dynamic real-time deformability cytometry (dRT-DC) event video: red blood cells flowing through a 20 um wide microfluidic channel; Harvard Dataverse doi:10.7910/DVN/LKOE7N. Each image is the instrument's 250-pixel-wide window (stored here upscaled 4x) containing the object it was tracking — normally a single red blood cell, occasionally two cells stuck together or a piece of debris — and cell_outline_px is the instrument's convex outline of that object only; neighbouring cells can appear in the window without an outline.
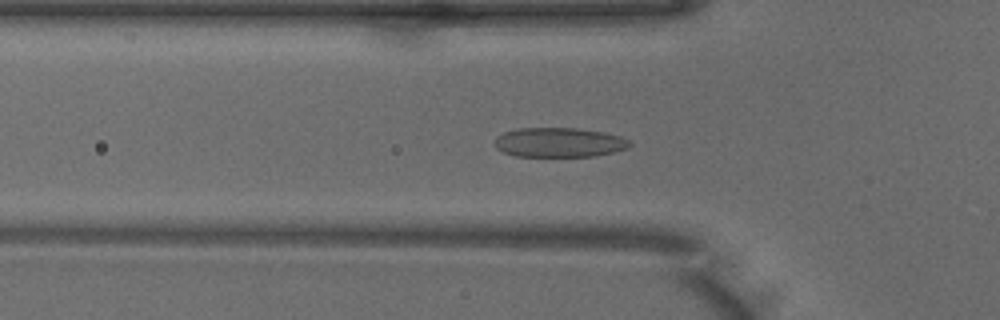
{"species": "common noctule bat (a hibernating species)", "species_latin": "Nyctalus noctula", "temperature_condition": "warm", "stored_images_in_passage": 50, "camera_frame_rate_fps": 3000, "um_per_image_px": 0.085, "animal": {"sex": "male", "body_mass_g": 18.8}, "frame": {"image": 1, "passage_image": 16, "time_ms": 5.0, "image_size_px": [1000, 320], "cell_outline_px": [[632, 144], [628, 148], [612, 152], [592, 156], [516, 156], [504, 152], [496, 148], [492, 144], [496, 136], [504, 132], [516, 128], [580, 128], [604, 132], [620, 136], [628, 140]], "centroid_in_image_um": [47.48, 12.09], "position_along_channel_um": 78.3, "area_um2": 23.35}}
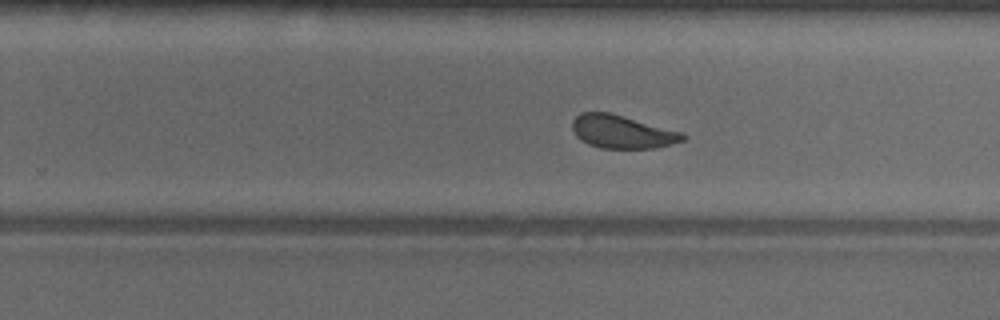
{"frame": {"image": 2, "passage_image": 31, "time_ms": 10.0, "image_size_px": [1000, 320], "cell_outline_px": [[688, 136], [684, 140], [672, 144], [656, 148], [600, 148], [588, 144], [580, 140], [576, 136], [572, 128], [572, 120], [580, 112], [608, 112], [684, 132]], "centroid_in_image_um": [52.89, 11.2], "position_along_channel_um": 276.9, "area_um2": 21.5}}
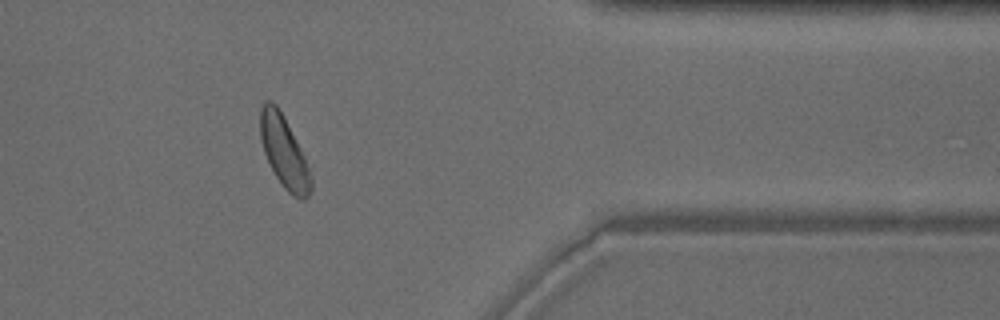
{"frame": {"image": 3, "passage_image": 41, "time_ms": 13.333, "image_size_px": [1000, 320], "cell_outline_px": [[312, 188], [308, 196], [304, 200], [300, 200], [292, 196], [284, 188], [276, 176], [264, 152], [260, 140], [260, 108], [264, 100], [272, 100], [276, 104], [304, 156], [312, 176]], "centroid_in_image_um": [24.14, 12.94], "position_along_channel_um": 387.3, "area_um2": 20.92}, "authors_computed_cell_mechanics": {"area_um2": 23.0911, "velocity_mm_per_s": 3.9591, "shape_relaxation_time_tau1_ms": 3.1617, "shape_relaxation_time_tau2_ms": 1.314, "deformation_change_tau1": 0.1086, "deformation_change_tau2": 0.0727}}